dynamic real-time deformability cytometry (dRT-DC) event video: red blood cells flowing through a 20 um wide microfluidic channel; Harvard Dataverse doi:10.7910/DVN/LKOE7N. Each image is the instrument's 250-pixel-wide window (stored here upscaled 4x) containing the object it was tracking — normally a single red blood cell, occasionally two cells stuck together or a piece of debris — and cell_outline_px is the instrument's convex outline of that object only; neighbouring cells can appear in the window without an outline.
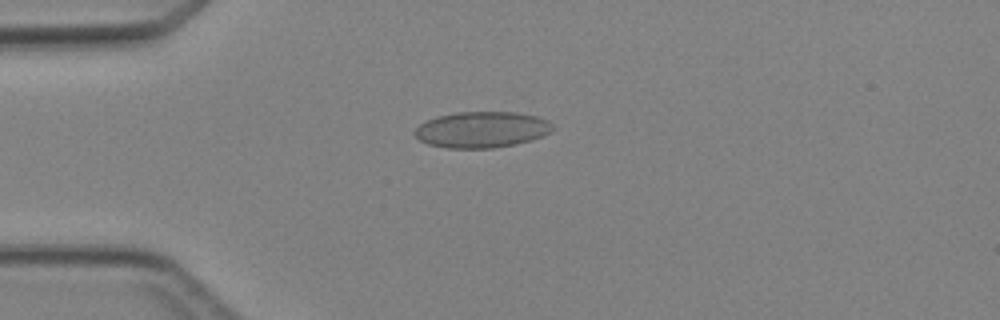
{"species": "Egyptian fruit bat (a non-hibernating species)", "species_latin": "Rousettus aegyptiacus", "temperature_condition": "cold", "stored_images_in_passage": 3, "camera_frame_rate_fps": 3000, "um_per_image_px": 0.085, "animal": {"sex": "female"}, "frame": {"image": 1, "passage_image": 3, "time_ms": 2.333, "image_size_px": [1000, 320], "cell_outline_px": [[556, 128], [544, 136], [532, 140], [516, 144], [492, 148], [448, 148], [428, 144], [420, 140], [412, 132], [420, 124], [436, 116], [456, 112], [516, 112], [536, 116], [548, 120]], "centroid_in_image_um": [40.98, 11.02], "position_along_channel_um": 44.0, "area_um2": 29.19}}